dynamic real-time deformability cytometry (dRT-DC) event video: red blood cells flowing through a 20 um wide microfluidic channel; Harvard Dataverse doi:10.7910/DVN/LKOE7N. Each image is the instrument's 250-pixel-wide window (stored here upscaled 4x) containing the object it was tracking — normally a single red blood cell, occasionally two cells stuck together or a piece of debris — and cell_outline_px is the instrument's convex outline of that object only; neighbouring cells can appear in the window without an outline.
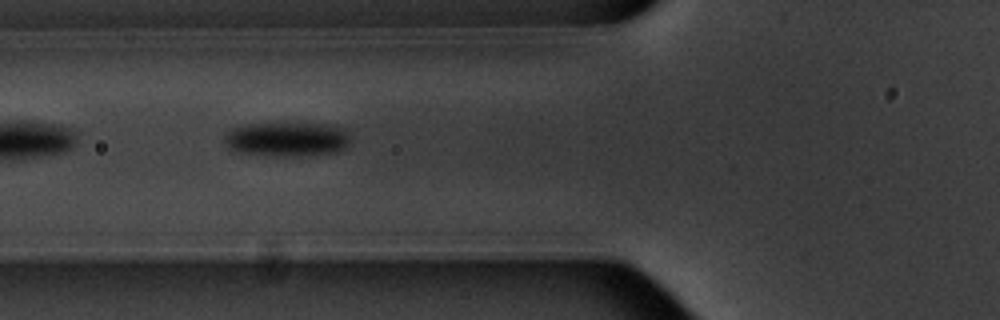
{"species": "common noctule bat (a hibernating species)", "species_latin": "Nyctalus noctula", "temperature_condition": "warm", "stored_images_in_passage": 7, "camera_frame_rate_fps": 3000, "um_per_image_px": 0.085, "animal": {"sex": "male", "body_mass_g": 20.1, "forearm_length_mm": 53.5}, "frame": {"image": 1, "passage_image": 6, "time_ms": 6.667, "image_size_px": [1000, 320], "cell_outline_px": [[348, 144], [344, 148], [336, 152], [296, 156], [272, 156], [232, 152], [224, 144], [224, 136], [232, 128], [248, 124], [284, 120], [336, 124], [344, 128], [348, 136]], "centroid_in_image_um": [24.36, 11.78], "position_along_channel_um": 101.4, "area_um2": 26.65}}